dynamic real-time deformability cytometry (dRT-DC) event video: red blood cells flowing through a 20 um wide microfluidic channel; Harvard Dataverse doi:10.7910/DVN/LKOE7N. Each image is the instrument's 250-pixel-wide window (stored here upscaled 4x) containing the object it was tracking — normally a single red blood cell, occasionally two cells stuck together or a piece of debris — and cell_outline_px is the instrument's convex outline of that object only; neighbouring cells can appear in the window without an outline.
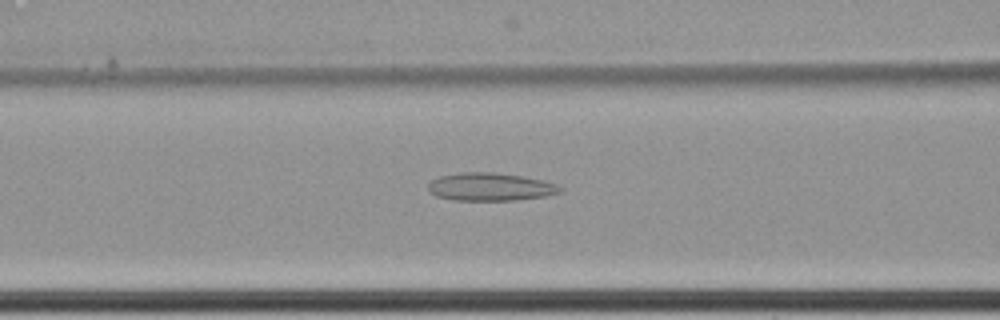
{"species": "common noctule bat (a hibernating species)", "species_latin": "Nyctalus noctula", "temperature_condition": "cold", "stored_images_in_passage": 54, "camera_frame_rate_fps": 3000, "um_per_image_px": 0.085, "animal": {"sex": "female", "body_mass_g": 22.7, "forearm_length_mm": 54.2}, "frame": {"image": 1, "passage_image": 29, "time_ms": 9.333, "image_size_px": [1000, 320], "cell_outline_px": [[564, 192], [544, 196], [516, 200], [452, 200], [436, 196], [428, 192], [428, 184], [432, 180], [440, 176], [460, 172], [496, 172], [544, 180], [556, 184], [564, 188]], "centroid_in_image_um": [41.69, 15.88], "position_along_channel_um": 124.9, "area_um2": 21.68}}
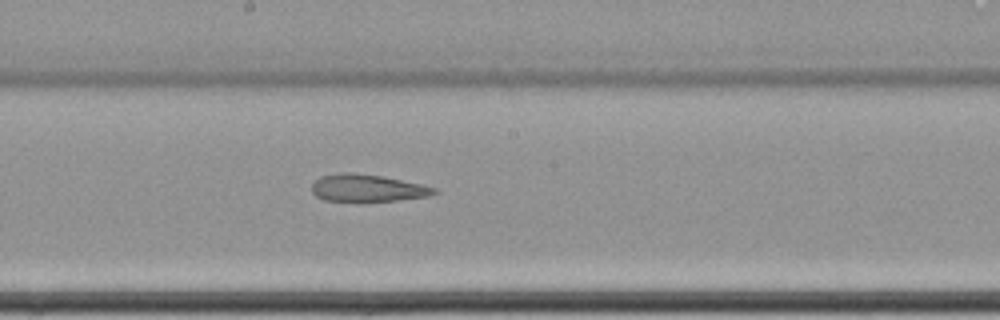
{"frame": {"image": 2, "passage_image": 37, "time_ms": 12.0, "image_size_px": [1000, 320], "cell_outline_px": [[440, 192], [428, 196], [396, 200], [324, 200], [316, 196], [312, 192], [312, 184], [320, 176], [340, 172], [352, 172], [384, 176], [420, 184], [436, 188]], "centroid_in_image_um": [31.22, 15.96], "position_along_channel_um": 217.0, "area_um2": 19.19}}
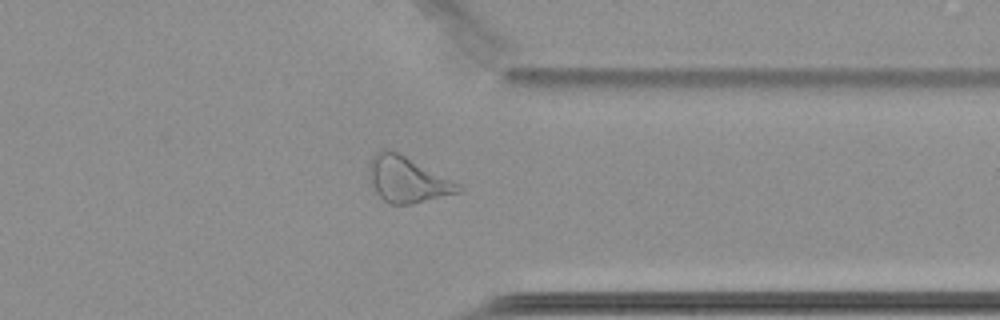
{"frame": {"image": 3, "passage_image": 51, "time_ms": 16.667, "image_size_px": [1000, 320], "cell_outline_px": [[464, 188], [460, 192], [412, 204], [388, 204], [376, 192], [368, 176], [368, 164], [372, 156], [376, 152], [384, 148], [388, 148], [460, 184]], "centroid_in_image_um": [34.58, 15.26], "position_along_channel_um": 376.8, "area_um2": 23.58}, "authors_computed_cell_mechanics": {"area_um2": 24.1604, "velocity_mm_per_s": 3.4497, "shape_relaxation_time_tau1_ms": null, "shape_relaxation_time_tau2_ms": 5.0293, "deformation_change_tau1": null, "deformation_change_tau2": 0.1572}}